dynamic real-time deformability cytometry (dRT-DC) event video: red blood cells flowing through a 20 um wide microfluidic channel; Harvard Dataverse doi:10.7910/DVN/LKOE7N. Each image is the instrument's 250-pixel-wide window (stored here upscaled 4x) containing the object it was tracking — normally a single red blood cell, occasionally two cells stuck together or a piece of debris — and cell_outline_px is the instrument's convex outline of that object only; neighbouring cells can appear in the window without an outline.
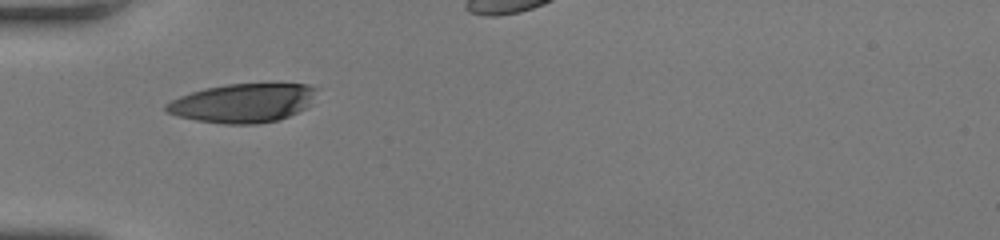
{"species": "human", "species_latin": "Homo sapiens", "temperature_condition": "room temperature", "stored_images_in_passage": 30, "camera_frame_rate_fps": 3000, "um_per_image_px": 0.085, "donor": {"sex": "female"}, "frame": {"image": 1, "passage_image": 1, "time_ms": 0.0, "image_size_px": [1000, 240], "cell_outline_px": [[320, 88], [312, 104], [308, 108], [288, 116], [276, 120], [256, 124], [224, 124], [196, 120], [164, 112], [164, 104], [180, 96], [204, 88], [228, 84], [308, 84]], "centroid_in_image_um": [20.7, 8.75], "position_along_channel_um": 64.3, "area_um2": 34.39}}
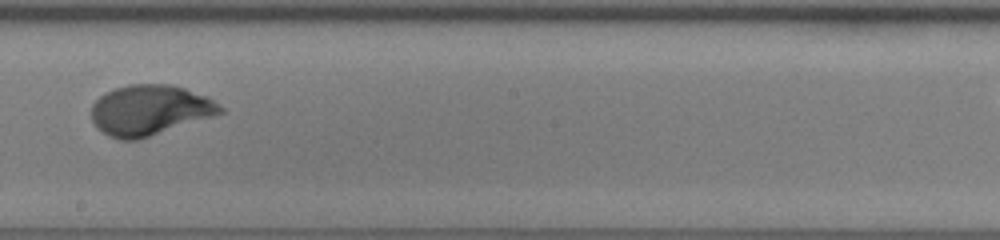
{"frame": {"image": 2, "passage_image": 14, "time_ms": 4.333, "image_size_px": [1000, 240], "cell_outline_px": [[224, 112], [212, 116], [136, 140], [120, 140], [108, 136], [96, 128], [92, 120], [92, 104], [100, 96], [116, 88], [128, 84], [168, 84], [184, 88], [204, 96], [212, 100], [224, 108]], "centroid_in_image_um": [12.68, 9.36], "position_along_channel_um": 235.5, "area_um2": 37.28}}
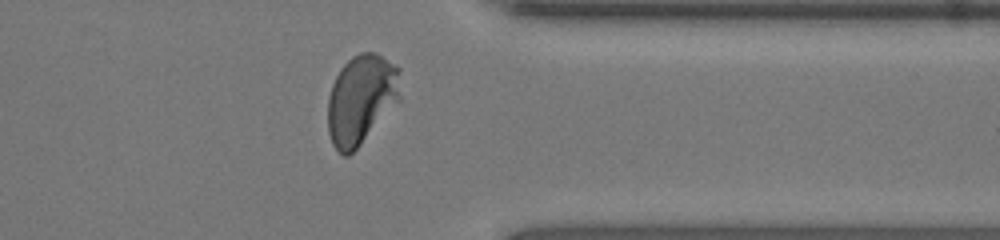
{"frame": {"image": 3, "passage_image": 25, "time_ms": 8.0, "image_size_px": [1000, 240], "cell_outline_px": [[400, 100], [360, 144], [348, 156], [344, 156], [332, 144], [328, 132], [328, 96], [332, 84], [340, 68], [352, 56], [360, 52], [376, 52], [400, 68]], "centroid_in_image_um": [30.7, 8.41], "position_along_channel_um": 380.7, "area_um2": 37.86}, "authors_computed_cell_mechanics": {"area_um2": 36.8764, "velocity_mm_per_s": 4.0653, "shape_relaxation_time_tau1_ms": 3.361, "shape_relaxation_time_tau2_ms": null, "deformation_change_tau1": 0.1861, "deformation_change_tau2": null}}